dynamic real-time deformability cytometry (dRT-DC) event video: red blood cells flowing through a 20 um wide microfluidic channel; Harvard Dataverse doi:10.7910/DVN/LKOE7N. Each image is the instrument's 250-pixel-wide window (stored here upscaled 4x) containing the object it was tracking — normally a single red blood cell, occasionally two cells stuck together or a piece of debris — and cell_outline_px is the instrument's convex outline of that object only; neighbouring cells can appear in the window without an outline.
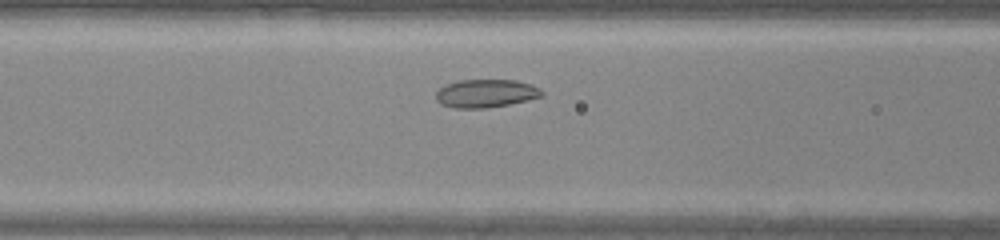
{"species": "common noctule bat (a hibernating species)", "species_latin": "Nyctalus noctula", "temperature_condition": "warm", "stored_images_in_passage": 28, "camera_frame_rate_fps": 3000, "um_per_image_px": 0.085, "animal": {"sex": "male", "body_mass_g": 20.0, "forearm_length_mm": 53.3}, "frame": {"image": 1, "passage_image": 6, "time_ms": 1.667, "image_size_px": [1000, 240], "cell_outline_px": [[544, 96], [528, 100], [488, 108], [452, 108], [440, 104], [436, 100], [436, 92], [444, 84], [456, 80], [516, 80], [540, 88], [544, 92]], "centroid_in_image_um": [41.27, 7.94], "position_along_channel_um": 125.3, "area_um2": 17.57}}
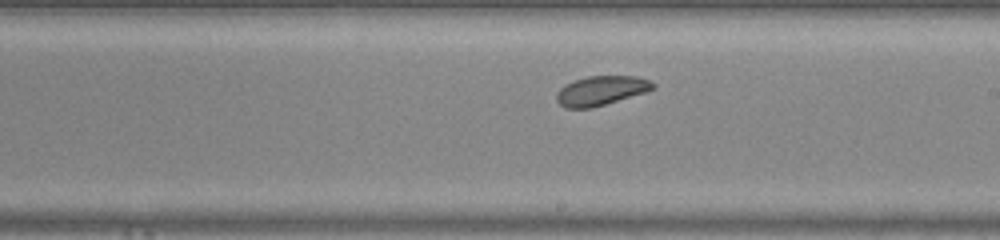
{"frame": {"image": 2, "passage_image": 14, "time_ms": 4.333, "image_size_px": [1000, 240], "cell_outline_px": [[656, 88], [644, 92], [592, 108], [564, 108], [556, 100], [556, 92], [564, 84], [588, 76], [636, 76], [648, 80], [656, 84]], "centroid_in_image_um": [51.06, 7.7], "position_along_channel_um": 237.9, "area_um2": 16.42}}
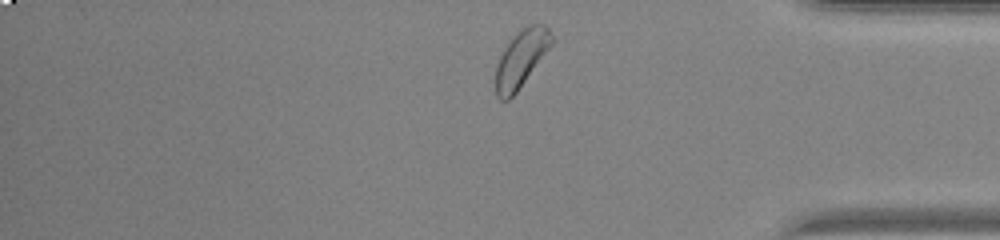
{"frame": {"image": 3, "passage_image": 26, "time_ms": 8.333, "image_size_px": [1000, 240], "cell_outline_px": [[556, 40], [516, 92], [508, 100], [500, 100], [496, 96], [496, 64], [504, 48], [528, 24], [544, 24], [548, 28]], "centroid_in_image_um": [44.33, 4.99], "position_along_channel_um": 390.9, "area_um2": 18.26}, "authors_computed_cell_mechanics": {"area_um2": 17.1088, "velocity_mm_per_s": 4.2342, "shape_relaxation_time_tau1_ms": 1.7587, "shape_relaxation_time_tau2_ms": 4.2094, "deformation_change_tau1": 0.0417, "deformation_change_tau2": 0.0964}}